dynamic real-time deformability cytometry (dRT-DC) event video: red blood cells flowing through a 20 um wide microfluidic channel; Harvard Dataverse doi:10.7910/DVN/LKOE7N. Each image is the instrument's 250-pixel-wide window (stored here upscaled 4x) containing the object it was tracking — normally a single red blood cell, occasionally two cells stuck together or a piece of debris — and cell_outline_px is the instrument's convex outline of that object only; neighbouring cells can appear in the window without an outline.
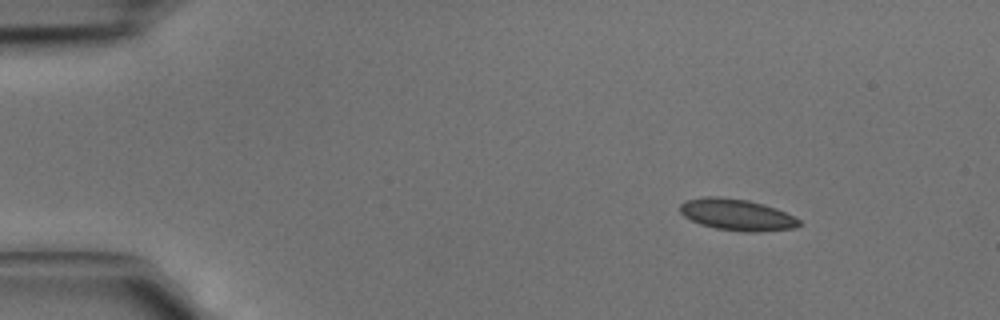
{"species": "common noctule bat (a hibernating species)", "species_latin": "Nyctalus noctula", "temperature_condition": "cold", "stored_images_in_passage": 3, "camera_frame_rate_fps": 3000, "um_per_image_px": 0.085, "animal": {"sex": "male", "body_mass_g": 15.6}, "frame": {"image": 1, "passage_image": 1, "time_ms": 0.0, "image_size_px": [1000, 320], "cell_outline_px": [[800, 224], [796, 228], [756, 232], [744, 232], [716, 228], [700, 224], [684, 216], [680, 212], [680, 204], [684, 200], [704, 196], [716, 196], [748, 200], [764, 204], [776, 208], [800, 220]], "centroid_in_image_um": [62.61, 18.24], "position_along_channel_um": 22.4, "area_um2": 21.85}}
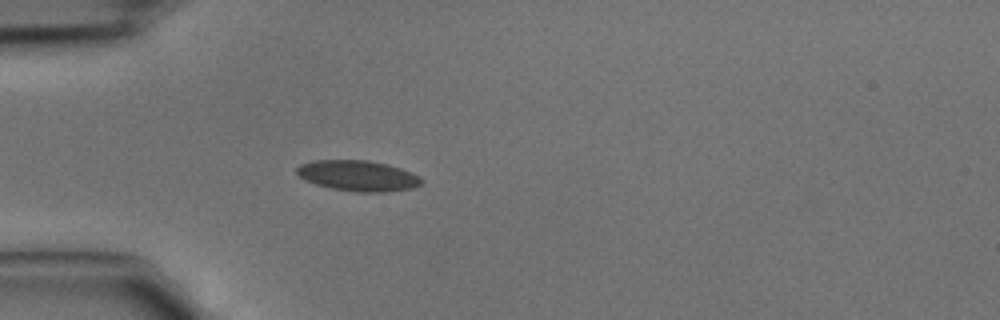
{"frame": {"image": 2, "passage_image": 3, "time_ms": 0.667, "image_size_px": [1000, 320], "cell_outline_px": [[424, 180], [420, 184], [412, 188], [384, 192], [356, 192], [332, 188], [316, 184], [304, 180], [296, 172], [296, 168], [300, 164], [312, 160], [368, 160], [388, 164], [412, 172], [420, 176]], "centroid_in_image_um": [30.43, 14.93], "position_along_channel_um": 54.6, "area_um2": 22.37}}